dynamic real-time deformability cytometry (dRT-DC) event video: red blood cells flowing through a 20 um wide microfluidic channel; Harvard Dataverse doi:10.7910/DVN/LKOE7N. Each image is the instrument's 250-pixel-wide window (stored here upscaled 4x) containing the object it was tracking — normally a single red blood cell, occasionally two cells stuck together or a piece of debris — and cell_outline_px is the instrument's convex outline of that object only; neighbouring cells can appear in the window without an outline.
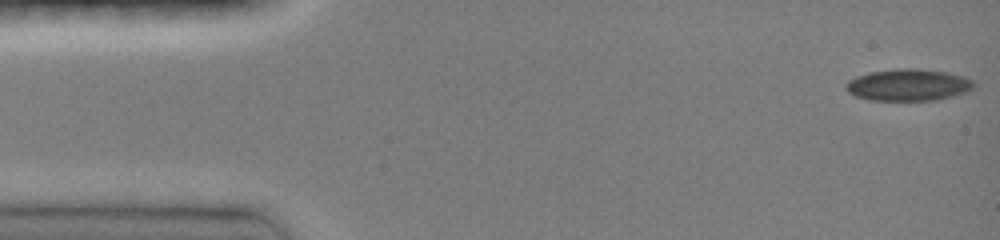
{"species": "common noctule bat (a hibernating species)", "species_latin": "Nyctalus noctula", "temperature_condition": "room temperature", "stored_images_in_passage": 46, "camera_frame_rate_fps": 3000, "um_per_image_px": 0.085, "animal": {"sex": "female", "body_mass_g": 19.0, "forearm_length_mm": 51.5}, "frame": {"image": 1, "passage_image": 1, "time_ms": 0.0, "image_size_px": [1000, 240], "cell_outline_px": [[976, 84], [968, 92], [936, 100], [868, 100], [856, 96], [848, 92], [844, 88], [844, 84], [848, 80], [856, 76], [868, 72], [896, 68], [916, 68], [944, 72], [964, 76], [972, 80]], "centroid_in_image_um": [77.17, 7.21], "position_along_channel_um": 7.8, "area_um2": 23.93}}
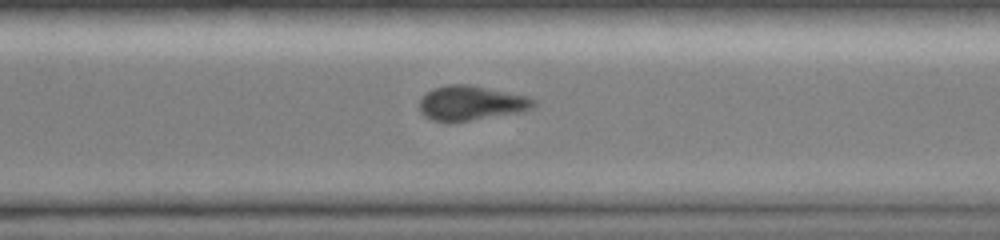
{"frame": {"image": 2, "passage_image": 33, "time_ms": 10.667, "image_size_px": [1000, 240], "cell_outline_px": [[540, 104], [524, 112], [468, 120], [432, 120], [424, 116], [420, 112], [420, 100], [432, 88], [448, 84], [468, 84], [528, 96], [536, 100]], "centroid_in_image_um": [40.11, 8.74], "position_along_channel_um": 330.5, "area_um2": 22.89}}
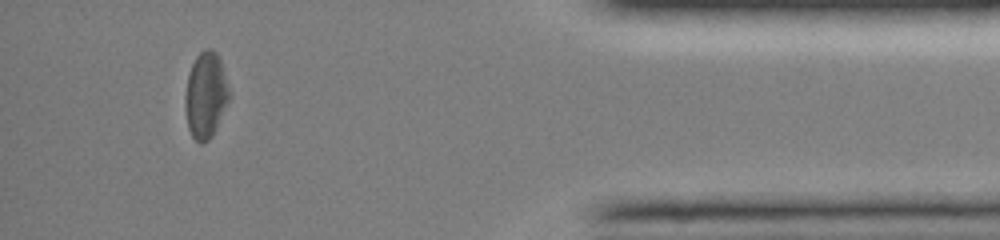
{"frame": {"image": 3, "passage_image": 42, "time_ms": 13.667, "image_size_px": [1000, 240], "cell_outline_px": [[232, 96], [212, 136], [208, 140], [200, 144], [192, 136], [188, 128], [184, 104], [184, 96], [188, 72], [196, 56], [204, 48], [212, 48], [216, 52], [220, 60]], "centroid_in_image_um": [17.49, 8.08], "position_along_channel_um": 417.7, "area_um2": 22.48}, "authors_computed_cell_mechanics": {"area_um2": 23.7847, "velocity_mm_per_s": 4.1228, "shape_relaxation_time_tau1_ms": null, "shape_relaxation_time_tau2_ms": 9.2866, "deformation_change_tau1": null, "deformation_change_tau2": 0.1557}}